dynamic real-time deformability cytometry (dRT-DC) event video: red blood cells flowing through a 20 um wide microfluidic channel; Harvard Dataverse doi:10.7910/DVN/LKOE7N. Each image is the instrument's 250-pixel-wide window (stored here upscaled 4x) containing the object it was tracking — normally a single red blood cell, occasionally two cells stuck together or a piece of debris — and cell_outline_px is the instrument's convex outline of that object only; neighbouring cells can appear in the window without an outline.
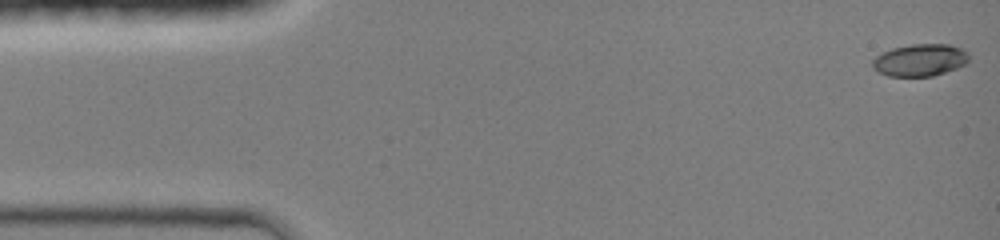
{"species": "common noctule bat (a hibernating species)", "species_latin": "Nyctalus noctula", "temperature_condition": "room temperature", "stored_images_in_passage": 45, "camera_frame_rate_fps": 3000, "um_per_image_px": 0.085, "animal": {"sex": "female", "body_mass_g": 19.0, "forearm_length_mm": 51.5}, "frame": {"image": 1, "passage_image": 1, "time_ms": 0.0, "image_size_px": [1000, 240], "cell_outline_px": [[968, 60], [964, 64], [956, 68], [932, 76], [888, 76], [872, 68], [872, 60], [876, 56], [892, 48], [912, 44], [948, 44], [960, 48], [968, 52]], "centroid_in_image_um": [78.18, 5.1], "position_along_channel_um": 6.8, "area_um2": 17.92}}
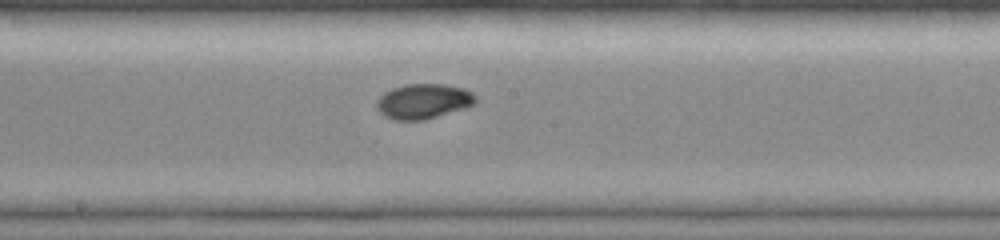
{"frame": {"image": 2, "passage_image": 24, "time_ms": 7.667, "image_size_px": [1000, 240], "cell_outline_px": [[476, 100], [472, 104], [464, 108], [424, 120], [396, 120], [384, 116], [376, 108], [376, 100], [384, 92], [392, 88], [404, 84], [444, 84], [464, 88], [472, 92], [476, 96]], "centroid_in_image_um": [35.95, 8.6], "position_along_channel_um": 212.2, "area_um2": 20.17}}
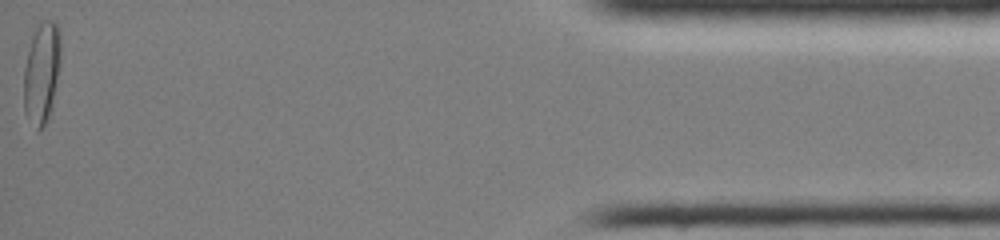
{"frame": {"image": 3, "passage_image": 45, "time_ms": 14.667, "image_size_px": [1000, 240], "cell_outline_px": [[60, 60], [52, 108], [44, 124], [36, 132], [24, 112], [24, 68], [32, 36], [40, 20], [56, 20], [60, 32]], "centroid_in_image_um": [3.54, 6.16], "position_along_channel_um": 431.7, "area_um2": 21.85}, "authors_computed_cell_mechanics": {"area_um2": 19.074, "velocity_mm_per_s": 4.2865, "shape_relaxation_time_tau1_ms": 4.1331, "shape_relaxation_time_tau2_ms": 1.9022, "deformation_change_tau1": 0.1771, "deformation_change_tau2": 0.0214}}